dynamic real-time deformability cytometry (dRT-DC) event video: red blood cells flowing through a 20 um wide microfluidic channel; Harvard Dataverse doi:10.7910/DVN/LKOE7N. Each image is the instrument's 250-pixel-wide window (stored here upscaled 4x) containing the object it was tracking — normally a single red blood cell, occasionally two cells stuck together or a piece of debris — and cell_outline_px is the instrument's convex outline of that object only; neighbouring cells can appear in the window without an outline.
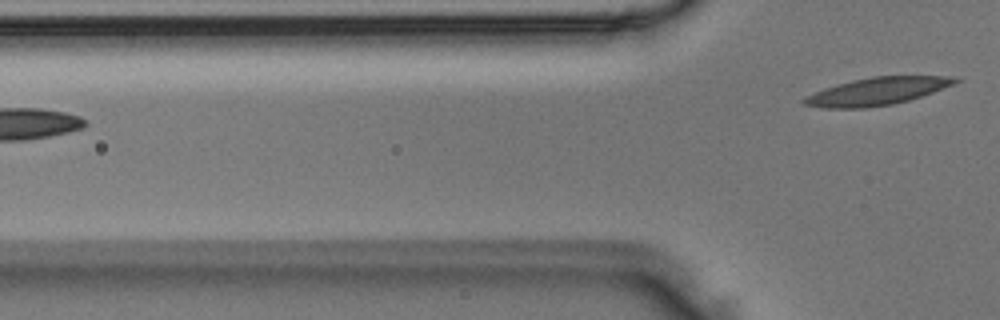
{"species": "Egyptian fruit bat (a non-hibernating species)", "species_latin": "Rousettus aegyptiacus", "temperature_condition": "room temperature", "stored_images_in_passage": 3, "camera_frame_rate_fps": 3000, "um_per_image_px": 0.085, "animal": {"sex": "male"}, "frame": {"image": 1, "passage_image": 3, "time_ms": 0.667, "image_size_px": [1000, 320], "cell_outline_px": [[964, 80], [956, 84], [908, 100], [892, 104], [864, 108], [828, 108], [804, 104], [800, 100], [824, 88], [836, 84], [852, 80], [872, 76], [944, 76]], "centroid_in_image_um": [74.57, 7.75], "position_along_channel_um": 51.2, "area_um2": 23.99}}